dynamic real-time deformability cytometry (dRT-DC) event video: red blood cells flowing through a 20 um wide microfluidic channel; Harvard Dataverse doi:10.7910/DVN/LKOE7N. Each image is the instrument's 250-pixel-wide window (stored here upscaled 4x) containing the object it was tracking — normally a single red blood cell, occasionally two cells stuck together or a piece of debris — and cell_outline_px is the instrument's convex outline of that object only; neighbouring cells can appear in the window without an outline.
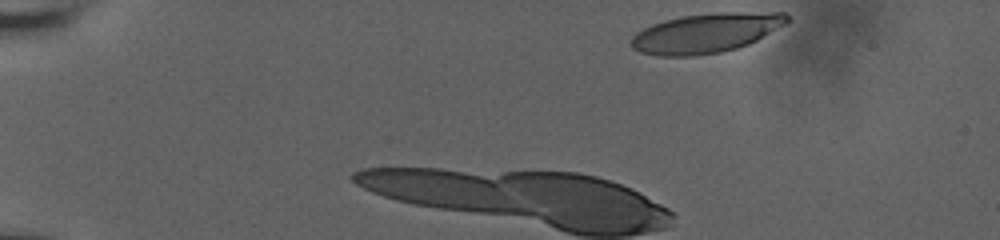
{"species": "human", "species_latin": "Homo sapiens", "temperature_condition": "room temperature", "stored_images_in_passage": 6, "camera_frame_rate_fps": 3000, "um_per_image_px": 0.085, "donor": {"sex": "male"}, "frame": {"image": 1, "passage_image": 1, "time_ms": 0.0, "image_size_px": [1000, 240], "cell_outline_px": [[792, 20], [788, 24], [748, 44], [736, 48], [720, 52], [692, 56], [656, 56], [640, 52], [632, 48], [632, 36], [636, 32], [652, 24], [664, 20], [684, 16], [716, 12], [784, 12], [792, 16]], "centroid_in_image_um": [60.07, 2.79], "position_along_channel_um": 24.9, "area_um2": 36.18}}